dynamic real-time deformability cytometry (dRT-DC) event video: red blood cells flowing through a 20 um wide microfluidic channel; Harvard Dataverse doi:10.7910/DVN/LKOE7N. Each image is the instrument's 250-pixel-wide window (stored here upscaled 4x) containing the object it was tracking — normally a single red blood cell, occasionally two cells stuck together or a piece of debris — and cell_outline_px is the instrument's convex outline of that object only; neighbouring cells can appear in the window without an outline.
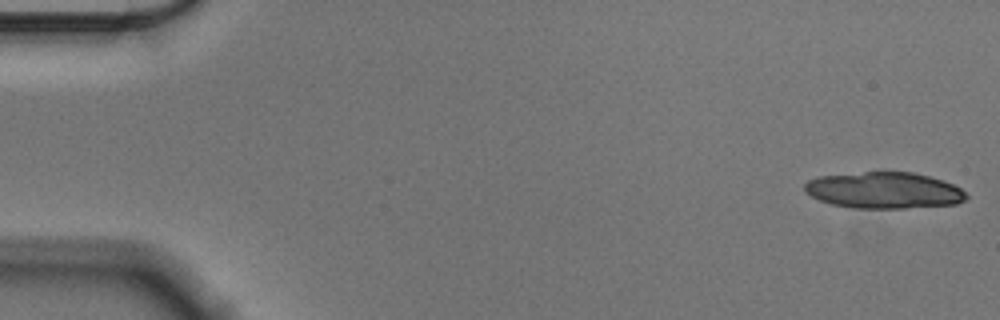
{"species": "Egyptian fruit bat (a non-hibernating species)", "species_latin": "Rousettus aegyptiacus", "temperature_condition": "cold", "stored_images_in_passage": 16, "camera_frame_rate_fps": 3000, "um_per_image_px": 0.085, "animal": {"sex": "male"}, "frame": {"image": 1, "passage_image": 1, "time_ms": 0.0, "image_size_px": [1000, 320], "cell_outline_px": [[968, 196], [964, 200], [956, 204], [904, 208], [856, 208], [832, 204], [820, 200], [804, 192], [804, 184], [808, 180], [820, 176], [864, 172], [912, 172], [944, 180], [960, 188]], "centroid_in_image_um": [75.13, 16.18], "position_along_channel_um": 9.9, "area_um2": 34.1}}